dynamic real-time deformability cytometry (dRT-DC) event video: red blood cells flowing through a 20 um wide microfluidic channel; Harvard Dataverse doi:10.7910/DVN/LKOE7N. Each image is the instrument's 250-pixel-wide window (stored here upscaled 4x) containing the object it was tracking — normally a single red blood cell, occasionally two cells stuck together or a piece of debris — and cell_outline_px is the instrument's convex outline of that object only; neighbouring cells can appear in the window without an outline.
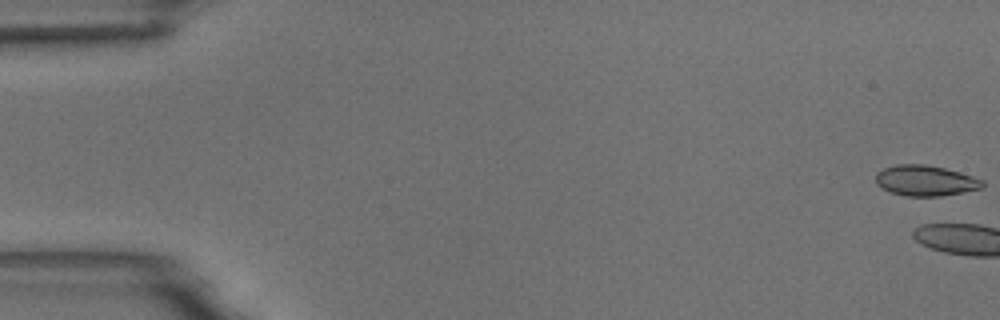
{"species": "common noctule bat (a hibernating species)", "species_latin": "Nyctalus noctula", "temperature_condition": "room temperature", "stored_images_in_passage": 4, "camera_frame_rate_fps": 3000, "um_per_image_px": 0.085, "animal": {"sex": "male", "body_mass_g": 18.8}, "frame": {"image": 1, "passage_image": 1, "time_ms": 0.0, "image_size_px": [1000, 320], "cell_outline_px": [[984, 188], [940, 196], [904, 196], [888, 192], [876, 184], [876, 172], [884, 168], [896, 164], [924, 164], [944, 168], [960, 172], [984, 180]], "centroid_in_image_um": [78.65, 15.35], "position_along_channel_um": 6.4, "area_um2": 19.19}}